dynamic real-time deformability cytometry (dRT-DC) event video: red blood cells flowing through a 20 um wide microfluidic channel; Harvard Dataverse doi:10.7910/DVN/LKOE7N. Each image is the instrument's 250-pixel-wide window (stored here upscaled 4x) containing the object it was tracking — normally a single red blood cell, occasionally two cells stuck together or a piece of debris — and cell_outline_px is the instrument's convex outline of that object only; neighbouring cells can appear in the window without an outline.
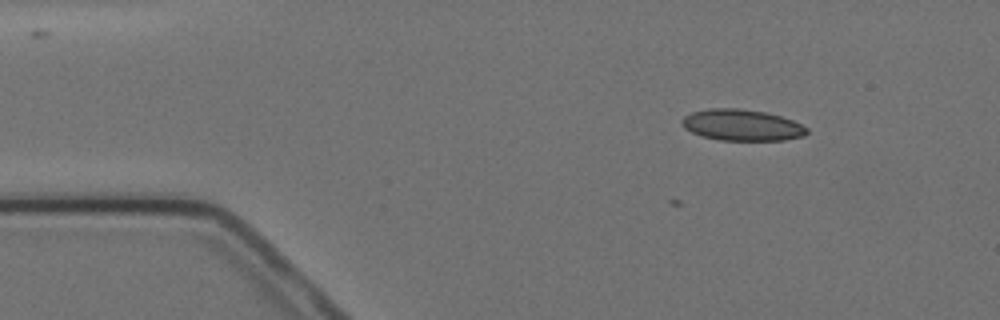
{"species": "Egyptian fruit bat (a non-hibernating species)", "species_latin": "Rousettus aegyptiacus", "temperature_condition": "cold", "stored_images_in_passage": 5, "camera_frame_rate_fps": 3000, "um_per_image_px": 0.085, "animal": {"sex": "female"}, "frame": {"image": 1, "passage_image": 2, "time_ms": 1.0, "image_size_px": [1000, 320], "cell_outline_px": [[808, 132], [804, 136], [784, 140], [720, 140], [704, 136], [692, 132], [684, 128], [684, 116], [692, 112], [708, 108], [740, 108], [764, 112], [780, 116], [792, 120], [808, 128]], "centroid_in_image_um": [63.09, 10.63], "position_along_channel_um": 21.9, "area_um2": 22.54}}
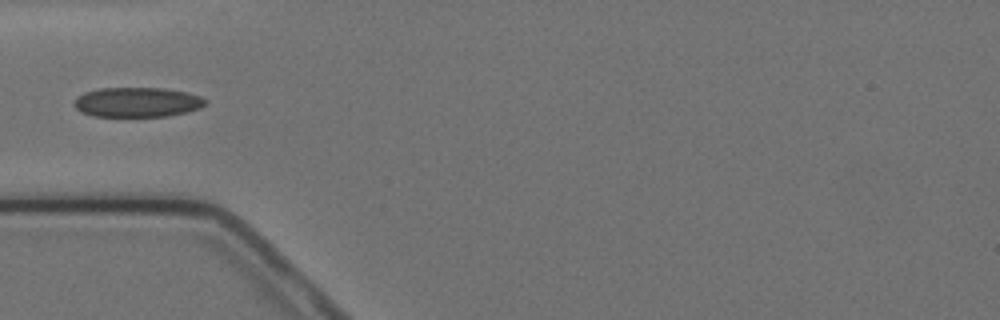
{"frame": {"image": 2, "passage_image": 5, "time_ms": 4.333, "image_size_px": [1000, 320], "cell_outline_px": [[204, 104], [200, 108], [188, 112], [168, 116], [92, 116], [80, 112], [76, 108], [76, 96], [84, 92], [100, 88], [164, 88], [188, 92], [200, 96], [204, 100]], "centroid_in_image_um": [11.66, 8.68], "position_along_channel_um": 73.3, "area_um2": 22.72}}